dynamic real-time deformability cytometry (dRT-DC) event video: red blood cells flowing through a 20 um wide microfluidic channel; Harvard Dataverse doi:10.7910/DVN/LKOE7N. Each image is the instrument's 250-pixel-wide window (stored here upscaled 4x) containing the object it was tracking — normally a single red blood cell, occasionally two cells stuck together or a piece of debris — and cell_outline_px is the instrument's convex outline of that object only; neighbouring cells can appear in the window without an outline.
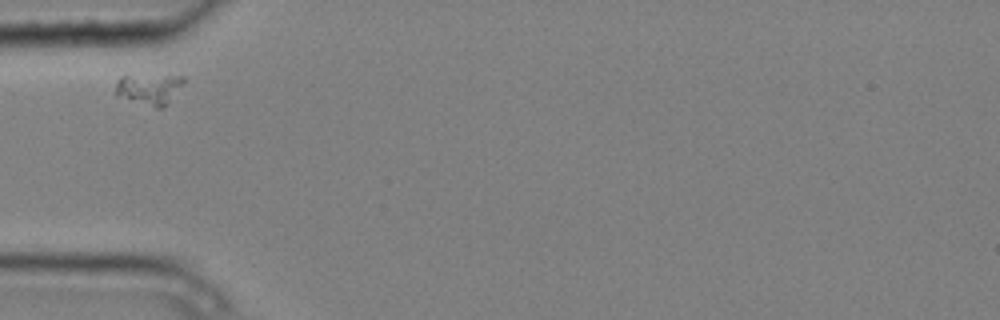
{"species": "common noctule bat (a hibernating species)", "species_latin": "Nyctalus noctula", "temperature_condition": "cold", "stored_images_in_passage": 5, "camera_frame_rate_fps": 3000, "um_per_image_px": 0.085, "animal": {"sex": "male", "body_mass_g": 20.4}, "frame": {"image": 1, "passage_image": 1, "time_ms": 0.0, "image_size_px": [1000, 320], "cell_outline_px": [[184, 80], [168, 104], [160, 108], [156, 108], [116, 96], [116, 84], [120, 76], [184, 76]], "centroid_in_image_um": [12.65, 7.58], "position_along_channel_um": 72.3, "area_um2": 11.91}}
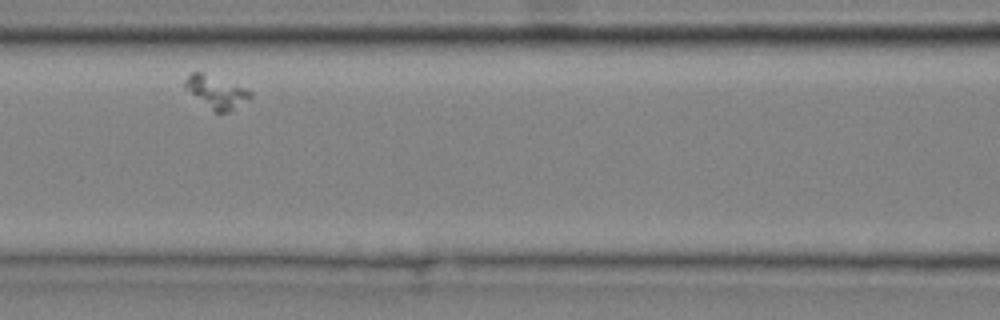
{"frame": {"image": 2, "passage_image": 3, "time_ms": 0.667, "image_size_px": [1000, 320], "cell_outline_px": [[252, 96], [228, 112], [216, 112], [184, 88], [184, 80], [192, 72], [200, 72], [244, 88], [252, 92]], "centroid_in_image_um": [18.35, 7.81], "position_along_channel_um": 148.2, "area_um2": 11.68}}
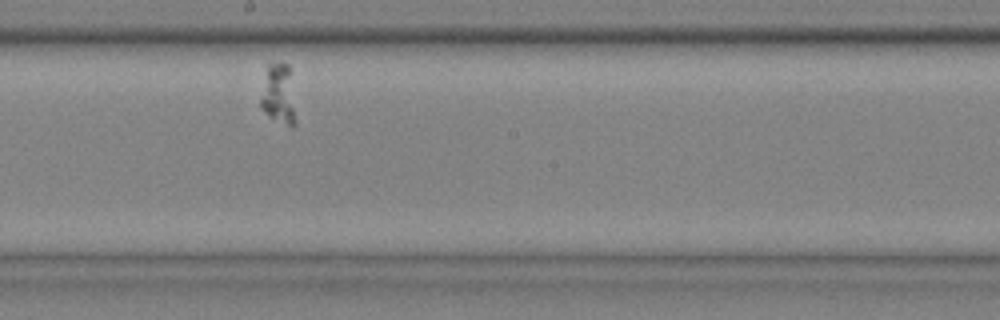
{"frame": {"image": 3, "passage_image": 5, "time_ms": 1.333, "image_size_px": [1000, 320], "cell_outline_px": [[296, 124], [292, 128], [268, 116], [260, 108], [260, 100], [268, 64], [288, 64], [296, 120]], "centroid_in_image_um": [23.67, 8.08], "position_along_channel_um": 224.5, "area_um2": 11.96}}